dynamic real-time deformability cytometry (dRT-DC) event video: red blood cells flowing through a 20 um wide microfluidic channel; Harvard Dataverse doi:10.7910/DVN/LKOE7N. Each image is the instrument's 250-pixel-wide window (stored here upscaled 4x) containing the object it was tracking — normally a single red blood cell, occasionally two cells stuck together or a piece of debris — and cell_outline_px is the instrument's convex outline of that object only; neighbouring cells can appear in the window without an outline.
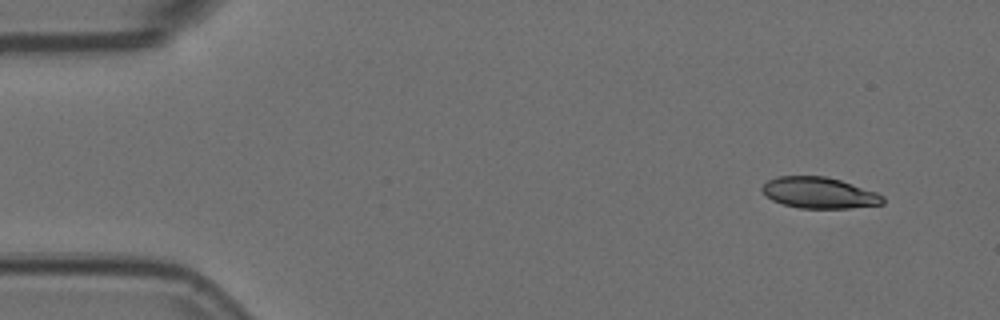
{"species": "Egyptian fruit bat (a non-hibernating species)", "species_latin": "Rousettus aegyptiacus", "temperature_condition": "room temperature", "stored_images_in_passage": 52, "camera_frame_rate_fps": 3000, "um_per_image_px": 0.085, "animal": {"sex": "female"}, "frame": {"image": 1, "passage_image": 1, "time_ms": 0.0, "image_size_px": [1000, 320], "cell_outline_px": [[884, 204], [848, 208], [800, 208], [784, 204], [772, 200], [760, 188], [768, 180], [776, 176], [824, 176], [840, 180], [876, 192], [884, 196]], "centroid_in_image_um": [69.64, 16.39], "position_along_channel_um": 15.4, "area_um2": 21.73}}
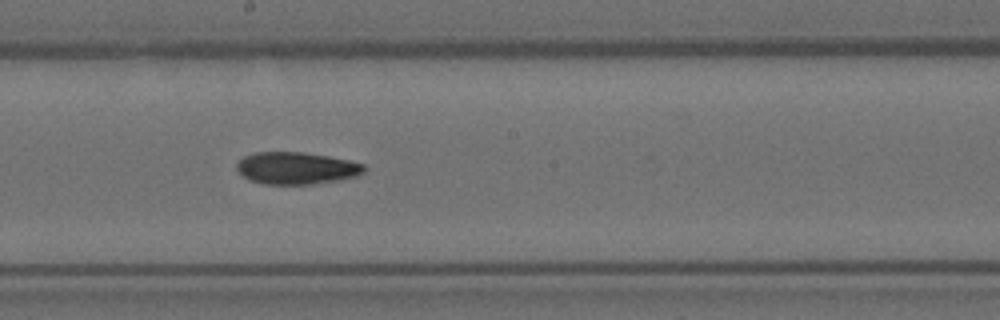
{"frame": {"image": 2, "passage_image": 26, "time_ms": 8.333, "image_size_px": [1000, 320], "cell_outline_px": [[364, 172], [356, 176], [340, 180], [312, 184], [264, 184], [248, 180], [236, 168], [236, 164], [244, 156], [252, 152], [304, 152], [328, 156], [348, 160], [364, 164]], "centroid_in_image_um": [25.18, 14.29], "position_along_channel_um": 223.0, "area_um2": 23.87}}
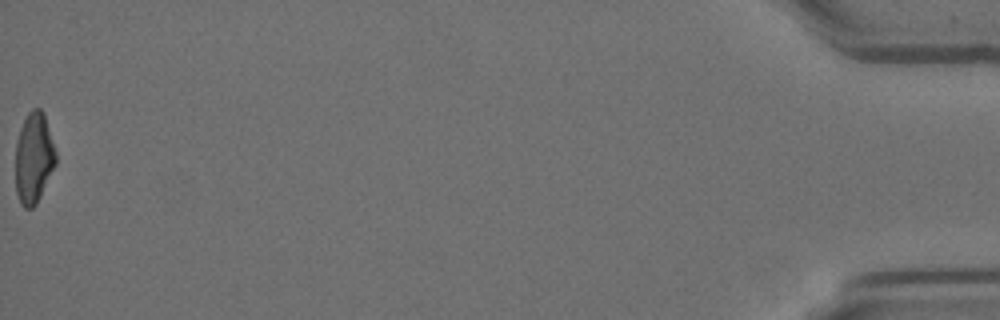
{"frame": {"image": 3, "passage_image": 52, "time_ms": 17.0, "image_size_px": [1000, 320], "cell_outline_px": [[56, 164], [36, 204], [32, 208], [24, 208], [20, 204], [16, 192], [16, 140], [20, 128], [28, 112], [32, 108], [40, 108], [44, 112], [56, 152]], "centroid_in_image_um": [2.87, 13.41], "position_along_channel_um": 432.3, "area_um2": 21.39}, "authors_computed_cell_mechanics": {"area_um2": 23.5824, "velocity_mm_per_s": 3.7184, "shape_relaxation_time_tau1_ms": 10.3116, "shape_relaxation_time_tau2_ms": null, "deformation_change_tau1": 0.22, "deformation_change_tau2": null}}